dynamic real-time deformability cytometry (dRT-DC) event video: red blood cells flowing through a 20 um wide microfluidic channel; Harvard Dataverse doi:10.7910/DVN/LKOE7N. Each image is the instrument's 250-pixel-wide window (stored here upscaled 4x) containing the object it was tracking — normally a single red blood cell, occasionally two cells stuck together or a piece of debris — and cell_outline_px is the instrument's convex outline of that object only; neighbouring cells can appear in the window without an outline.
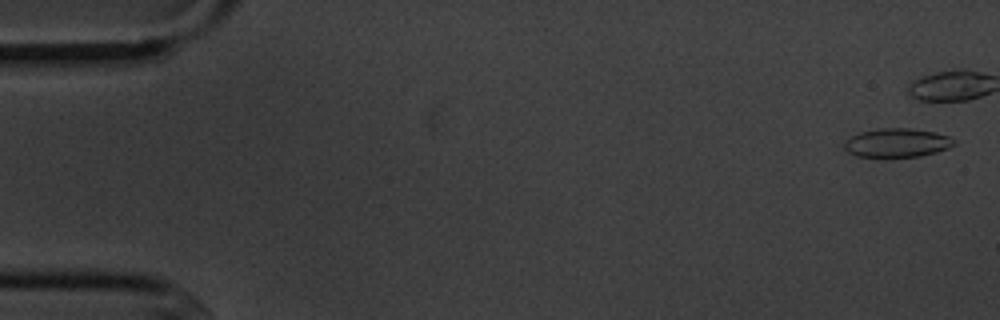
{"species": "common noctule bat (a hibernating species)", "species_latin": "Nyctalus noctula", "temperature_condition": "cold", "stored_images_in_passage": 6, "camera_frame_rate_fps": 3000, "um_per_image_px": 0.085, "animal": {"sex": "male", "body_mass_g": 20.1, "forearm_length_mm": 53.5}, "frame": {"image": 1, "passage_image": 1, "time_ms": 0.0, "image_size_px": [1000, 320], "cell_outline_px": [[956, 144], [948, 148], [936, 152], [920, 156], [884, 160], [856, 156], [848, 152], [844, 148], [844, 140], [860, 132], [880, 128], [912, 128], [936, 132], [948, 136], [956, 140]], "centroid_in_image_um": [76.22, 12.18], "position_along_channel_um": 8.8, "area_um2": 19.31}}